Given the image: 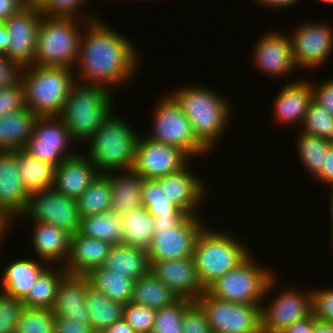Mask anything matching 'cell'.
<instances>
[{
  "mask_svg": "<svg viewBox=\"0 0 333 333\" xmlns=\"http://www.w3.org/2000/svg\"><path fill=\"white\" fill-rule=\"evenodd\" d=\"M79 23L77 18L43 14L37 30L34 65L74 69L81 36Z\"/></svg>",
  "mask_w": 333,
  "mask_h": 333,
  "instance_id": "ba28073f",
  "label": "cell"
},
{
  "mask_svg": "<svg viewBox=\"0 0 333 333\" xmlns=\"http://www.w3.org/2000/svg\"><path fill=\"white\" fill-rule=\"evenodd\" d=\"M297 152L305 170L314 178L322 169L327 151L331 145L324 138L299 132Z\"/></svg>",
  "mask_w": 333,
  "mask_h": 333,
  "instance_id": "f35d334b",
  "label": "cell"
},
{
  "mask_svg": "<svg viewBox=\"0 0 333 333\" xmlns=\"http://www.w3.org/2000/svg\"><path fill=\"white\" fill-rule=\"evenodd\" d=\"M312 314L316 319L333 323V288L311 290Z\"/></svg>",
  "mask_w": 333,
  "mask_h": 333,
  "instance_id": "c3c4849f",
  "label": "cell"
},
{
  "mask_svg": "<svg viewBox=\"0 0 333 333\" xmlns=\"http://www.w3.org/2000/svg\"><path fill=\"white\" fill-rule=\"evenodd\" d=\"M102 267L136 281L150 272L151 264L146 251L126 244H117L112 246Z\"/></svg>",
  "mask_w": 333,
  "mask_h": 333,
  "instance_id": "f546056e",
  "label": "cell"
},
{
  "mask_svg": "<svg viewBox=\"0 0 333 333\" xmlns=\"http://www.w3.org/2000/svg\"><path fill=\"white\" fill-rule=\"evenodd\" d=\"M42 15L40 9L23 7L4 22L10 39L4 54L21 68L34 65L37 30Z\"/></svg>",
  "mask_w": 333,
  "mask_h": 333,
  "instance_id": "e0dca14e",
  "label": "cell"
},
{
  "mask_svg": "<svg viewBox=\"0 0 333 333\" xmlns=\"http://www.w3.org/2000/svg\"><path fill=\"white\" fill-rule=\"evenodd\" d=\"M9 35L4 22L0 21V54H4L9 46Z\"/></svg>",
  "mask_w": 333,
  "mask_h": 333,
  "instance_id": "94428289",
  "label": "cell"
},
{
  "mask_svg": "<svg viewBox=\"0 0 333 333\" xmlns=\"http://www.w3.org/2000/svg\"><path fill=\"white\" fill-rule=\"evenodd\" d=\"M98 174L90 158L78 152L56 167L52 189L76 200Z\"/></svg>",
  "mask_w": 333,
  "mask_h": 333,
  "instance_id": "7402d4cb",
  "label": "cell"
},
{
  "mask_svg": "<svg viewBox=\"0 0 333 333\" xmlns=\"http://www.w3.org/2000/svg\"><path fill=\"white\" fill-rule=\"evenodd\" d=\"M170 95L189 119L196 138L209 151L213 150L214 142L219 141L231 118L229 101L210 87L196 84L178 88Z\"/></svg>",
  "mask_w": 333,
  "mask_h": 333,
  "instance_id": "7a4b0ae2",
  "label": "cell"
},
{
  "mask_svg": "<svg viewBox=\"0 0 333 333\" xmlns=\"http://www.w3.org/2000/svg\"><path fill=\"white\" fill-rule=\"evenodd\" d=\"M150 272L166 285L178 299L196 302L197 298L206 292L192 256L152 262Z\"/></svg>",
  "mask_w": 333,
  "mask_h": 333,
  "instance_id": "ac0fdd59",
  "label": "cell"
},
{
  "mask_svg": "<svg viewBox=\"0 0 333 333\" xmlns=\"http://www.w3.org/2000/svg\"><path fill=\"white\" fill-rule=\"evenodd\" d=\"M123 242L132 247L148 251L155 232L154 219L144 206L122 214Z\"/></svg>",
  "mask_w": 333,
  "mask_h": 333,
  "instance_id": "836d02e7",
  "label": "cell"
},
{
  "mask_svg": "<svg viewBox=\"0 0 333 333\" xmlns=\"http://www.w3.org/2000/svg\"><path fill=\"white\" fill-rule=\"evenodd\" d=\"M196 302L204 310L212 333H262L261 305L222 301L207 292Z\"/></svg>",
  "mask_w": 333,
  "mask_h": 333,
  "instance_id": "8fae6325",
  "label": "cell"
},
{
  "mask_svg": "<svg viewBox=\"0 0 333 333\" xmlns=\"http://www.w3.org/2000/svg\"><path fill=\"white\" fill-rule=\"evenodd\" d=\"M11 222L9 218H0V244L5 239V233L8 232L9 227L12 225Z\"/></svg>",
  "mask_w": 333,
  "mask_h": 333,
  "instance_id": "be15d7a7",
  "label": "cell"
},
{
  "mask_svg": "<svg viewBox=\"0 0 333 333\" xmlns=\"http://www.w3.org/2000/svg\"><path fill=\"white\" fill-rule=\"evenodd\" d=\"M141 196L143 206L152 217L186 215L167 198L157 179H145Z\"/></svg>",
  "mask_w": 333,
  "mask_h": 333,
  "instance_id": "ab89813d",
  "label": "cell"
},
{
  "mask_svg": "<svg viewBox=\"0 0 333 333\" xmlns=\"http://www.w3.org/2000/svg\"><path fill=\"white\" fill-rule=\"evenodd\" d=\"M32 247L38 259L47 265L64 266L70 253V237L67 231L47 223L34 222Z\"/></svg>",
  "mask_w": 333,
  "mask_h": 333,
  "instance_id": "484cf974",
  "label": "cell"
},
{
  "mask_svg": "<svg viewBox=\"0 0 333 333\" xmlns=\"http://www.w3.org/2000/svg\"><path fill=\"white\" fill-rule=\"evenodd\" d=\"M326 81L318 86L311 83L313 100L333 115V79Z\"/></svg>",
  "mask_w": 333,
  "mask_h": 333,
  "instance_id": "816d5d0a",
  "label": "cell"
},
{
  "mask_svg": "<svg viewBox=\"0 0 333 333\" xmlns=\"http://www.w3.org/2000/svg\"><path fill=\"white\" fill-rule=\"evenodd\" d=\"M314 333H333V323L316 319L314 316Z\"/></svg>",
  "mask_w": 333,
  "mask_h": 333,
  "instance_id": "91938a15",
  "label": "cell"
},
{
  "mask_svg": "<svg viewBox=\"0 0 333 333\" xmlns=\"http://www.w3.org/2000/svg\"><path fill=\"white\" fill-rule=\"evenodd\" d=\"M21 67L10 60L5 54H0V89L14 85L20 80Z\"/></svg>",
  "mask_w": 333,
  "mask_h": 333,
  "instance_id": "f907efd6",
  "label": "cell"
},
{
  "mask_svg": "<svg viewBox=\"0 0 333 333\" xmlns=\"http://www.w3.org/2000/svg\"><path fill=\"white\" fill-rule=\"evenodd\" d=\"M111 91L97 84L73 83L59 118L76 143L86 142L112 112L114 98Z\"/></svg>",
  "mask_w": 333,
  "mask_h": 333,
  "instance_id": "3957f363",
  "label": "cell"
},
{
  "mask_svg": "<svg viewBox=\"0 0 333 333\" xmlns=\"http://www.w3.org/2000/svg\"><path fill=\"white\" fill-rule=\"evenodd\" d=\"M306 23L298 25L290 38L296 67L311 70L323 65L332 52L333 28L327 23Z\"/></svg>",
  "mask_w": 333,
  "mask_h": 333,
  "instance_id": "9a60e30c",
  "label": "cell"
},
{
  "mask_svg": "<svg viewBox=\"0 0 333 333\" xmlns=\"http://www.w3.org/2000/svg\"><path fill=\"white\" fill-rule=\"evenodd\" d=\"M91 333H106L103 329H92Z\"/></svg>",
  "mask_w": 333,
  "mask_h": 333,
  "instance_id": "03108f58",
  "label": "cell"
},
{
  "mask_svg": "<svg viewBox=\"0 0 333 333\" xmlns=\"http://www.w3.org/2000/svg\"><path fill=\"white\" fill-rule=\"evenodd\" d=\"M90 286L115 302L127 304L132 300L134 280L100 267L86 274Z\"/></svg>",
  "mask_w": 333,
  "mask_h": 333,
  "instance_id": "d6a6232c",
  "label": "cell"
},
{
  "mask_svg": "<svg viewBox=\"0 0 333 333\" xmlns=\"http://www.w3.org/2000/svg\"><path fill=\"white\" fill-rule=\"evenodd\" d=\"M52 309L24 307L19 317L16 333H54Z\"/></svg>",
  "mask_w": 333,
  "mask_h": 333,
  "instance_id": "7bdbcfd3",
  "label": "cell"
},
{
  "mask_svg": "<svg viewBox=\"0 0 333 333\" xmlns=\"http://www.w3.org/2000/svg\"><path fill=\"white\" fill-rule=\"evenodd\" d=\"M154 109L149 139L177 147L191 159L209 153L194 135L189 119L171 95L161 98Z\"/></svg>",
  "mask_w": 333,
  "mask_h": 333,
  "instance_id": "30bf717a",
  "label": "cell"
},
{
  "mask_svg": "<svg viewBox=\"0 0 333 333\" xmlns=\"http://www.w3.org/2000/svg\"><path fill=\"white\" fill-rule=\"evenodd\" d=\"M300 130L307 135L324 138L333 144V115L312 100Z\"/></svg>",
  "mask_w": 333,
  "mask_h": 333,
  "instance_id": "60d3db41",
  "label": "cell"
},
{
  "mask_svg": "<svg viewBox=\"0 0 333 333\" xmlns=\"http://www.w3.org/2000/svg\"><path fill=\"white\" fill-rule=\"evenodd\" d=\"M86 275L67 273L60 281L52 311L55 317L90 325L85 298L89 286Z\"/></svg>",
  "mask_w": 333,
  "mask_h": 333,
  "instance_id": "603a6c76",
  "label": "cell"
},
{
  "mask_svg": "<svg viewBox=\"0 0 333 333\" xmlns=\"http://www.w3.org/2000/svg\"><path fill=\"white\" fill-rule=\"evenodd\" d=\"M112 246L77 232L70 237V253L63 267L67 273L86 275L91 269L102 266Z\"/></svg>",
  "mask_w": 333,
  "mask_h": 333,
  "instance_id": "d4e9b609",
  "label": "cell"
},
{
  "mask_svg": "<svg viewBox=\"0 0 333 333\" xmlns=\"http://www.w3.org/2000/svg\"><path fill=\"white\" fill-rule=\"evenodd\" d=\"M26 108L24 86L19 80L14 85L0 89V117Z\"/></svg>",
  "mask_w": 333,
  "mask_h": 333,
  "instance_id": "bcb514c9",
  "label": "cell"
},
{
  "mask_svg": "<svg viewBox=\"0 0 333 333\" xmlns=\"http://www.w3.org/2000/svg\"><path fill=\"white\" fill-rule=\"evenodd\" d=\"M104 330L106 333H137L123 317Z\"/></svg>",
  "mask_w": 333,
  "mask_h": 333,
  "instance_id": "6f0895ef",
  "label": "cell"
},
{
  "mask_svg": "<svg viewBox=\"0 0 333 333\" xmlns=\"http://www.w3.org/2000/svg\"><path fill=\"white\" fill-rule=\"evenodd\" d=\"M78 233L85 237L109 242L112 245L122 244V214L110 210L99 215L80 218Z\"/></svg>",
  "mask_w": 333,
  "mask_h": 333,
  "instance_id": "1f68e13d",
  "label": "cell"
},
{
  "mask_svg": "<svg viewBox=\"0 0 333 333\" xmlns=\"http://www.w3.org/2000/svg\"><path fill=\"white\" fill-rule=\"evenodd\" d=\"M309 292H300V289L298 291L294 287L288 288L275 296L268 306L261 305L262 333H282L294 322L310 316L312 297L311 291Z\"/></svg>",
  "mask_w": 333,
  "mask_h": 333,
  "instance_id": "2e32d148",
  "label": "cell"
},
{
  "mask_svg": "<svg viewBox=\"0 0 333 333\" xmlns=\"http://www.w3.org/2000/svg\"><path fill=\"white\" fill-rule=\"evenodd\" d=\"M178 297L151 272L134 281L132 302L155 310L172 305Z\"/></svg>",
  "mask_w": 333,
  "mask_h": 333,
  "instance_id": "d590c367",
  "label": "cell"
},
{
  "mask_svg": "<svg viewBox=\"0 0 333 333\" xmlns=\"http://www.w3.org/2000/svg\"><path fill=\"white\" fill-rule=\"evenodd\" d=\"M48 266L22 299L24 307L52 309L56 300L57 290L62 278L67 274L63 266Z\"/></svg>",
  "mask_w": 333,
  "mask_h": 333,
  "instance_id": "e575fe53",
  "label": "cell"
},
{
  "mask_svg": "<svg viewBox=\"0 0 333 333\" xmlns=\"http://www.w3.org/2000/svg\"><path fill=\"white\" fill-rule=\"evenodd\" d=\"M191 303L187 299H178L172 305L156 310L151 333H183V314Z\"/></svg>",
  "mask_w": 333,
  "mask_h": 333,
  "instance_id": "b9f144b4",
  "label": "cell"
},
{
  "mask_svg": "<svg viewBox=\"0 0 333 333\" xmlns=\"http://www.w3.org/2000/svg\"><path fill=\"white\" fill-rule=\"evenodd\" d=\"M47 223L74 235L79 230L80 215L76 200L47 189L29 194L26 206L18 218ZM33 220V221H32Z\"/></svg>",
  "mask_w": 333,
  "mask_h": 333,
  "instance_id": "7c38bea8",
  "label": "cell"
},
{
  "mask_svg": "<svg viewBox=\"0 0 333 333\" xmlns=\"http://www.w3.org/2000/svg\"><path fill=\"white\" fill-rule=\"evenodd\" d=\"M190 164L183 169L157 178L162 190H164L167 198L170 199L182 212L186 215H199L198 206L203 203V199L207 195L206 184L200 178L194 176L188 170ZM204 184V185H203Z\"/></svg>",
  "mask_w": 333,
  "mask_h": 333,
  "instance_id": "ffe728a7",
  "label": "cell"
},
{
  "mask_svg": "<svg viewBox=\"0 0 333 333\" xmlns=\"http://www.w3.org/2000/svg\"><path fill=\"white\" fill-rule=\"evenodd\" d=\"M282 333H314V315L311 314L300 321L294 322Z\"/></svg>",
  "mask_w": 333,
  "mask_h": 333,
  "instance_id": "11a10c76",
  "label": "cell"
},
{
  "mask_svg": "<svg viewBox=\"0 0 333 333\" xmlns=\"http://www.w3.org/2000/svg\"><path fill=\"white\" fill-rule=\"evenodd\" d=\"M329 188H331V192H332V194H331V197H330V218H331V226H332V231H331V240H332V242H333V185H331V186H329ZM333 245V244H332Z\"/></svg>",
  "mask_w": 333,
  "mask_h": 333,
  "instance_id": "e7e4bbea",
  "label": "cell"
},
{
  "mask_svg": "<svg viewBox=\"0 0 333 333\" xmlns=\"http://www.w3.org/2000/svg\"><path fill=\"white\" fill-rule=\"evenodd\" d=\"M0 218H8L5 214L0 212Z\"/></svg>",
  "mask_w": 333,
  "mask_h": 333,
  "instance_id": "a7ac6f4b",
  "label": "cell"
},
{
  "mask_svg": "<svg viewBox=\"0 0 333 333\" xmlns=\"http://www.w3.org/2000/svg\"><path fill=\"white\" fill-rule=\"evenodd\" d=\"M111 198V188L107 178L103 174H98L82 195L76 199L80 218L110 211Z\"/></svg>",
  "mask_w": 333,
  "mask_h": 333,
  "instance_id": "74e56055",
  "label": "cell"
},
{
  "mask_svg": "<svg viewBox=\"0 0 333 333\" xmlns=\"http://www.w3.org/2000/svg\"><path fill=\"white\" fill-rule=\"evenodd\" d=\"M19 175L28 194L52 189L56 166L32 157L23 149L13 150Z\"/></svg>",
  "mask_w": 333,
  "mask_h": 333,
  "instance_id": "4dcf8cb0",
  "label": "cell"
},
{
  "mask_svg": "<svg viewBox=\"0 0 333 333\" xmlns=\"http://www.w3.org/2000/svg\"><path fill=\"white\" fill-rule=\"evenodd\" d=\"M156 310L132 301L124 304L123 318L137 333H151Z\"/></svg>",
  "mask_w": 333,
  "mask_h": 333,
  "instance_id": "ee69618b",
  "label": "cell"
},
{
  "mask_svg": "<svg viewBox=\"0 0 333 333\" xmlns=\"http://www.w3.org/2000/svg\"><path fill=\"white\" fill-rule=\"evenodd\" d=\"M85 1L87 0H48L40 11L47 16L79 19V13H82L80 7Z\"/></svg>",
  "mask_w": 333,
  "mask_h": 333,
  "instance_id": "681fc988",
  "label": "cell"
},
{
  "mask_svg": "<svg viewBox=\"0 0 333 333\" xmlns=\"http://www.w3.org/2000/svg\"><path fill=\"white\" fill-rule=\"evenodd\" d=\"M28 197L15 153L0 151V212L13 222L24 210Z\"/></svg>",
  "mask_w": 333,
  "mask_h": 333,
  "instance_id": "44dd1931",
  "label": "cell"
},
{
  "mask_svg": "<svg viewBox=\"0 0 333 333\" xmlns=\"http://www.w3.org/2000/svg\"><path fill=\"white\" fill-rule=\"evenodd\" d=\"M277 31L267 32L256 42L253 60L257 68L272 77L286 76L297 69L294 59L290 35Z\"/></svg>",
  "mask_w": 333,
  "mask_h": 333,
  "instance_id": "d6986e66",
  "label": "cell"
},
{
  "mask_svg": "<svg viewBox=\"0 0 333 333\" xmlns=\"http://www.w3.org/2000/svg\"><path fill=\"white\" fill-rule=\"evenodd\" d=\"M124 172V173H123ZM111 188V210L118 214H124L132 209L143 206L142 186L145 178L131 170L120 171L115 175L114 172L103 174Z\"/></svg>",
  "mask_w": 333,
  "mask_h": 333,
  "instance_id": "4316f807",
  "label": "cell"
},
{
  "mask_svg": "<svg viewBox=\"0 0 333 333\" xmlns=\"http://www.w3.org/2000/svg\"><path fill=\"white\" fill-rule=\"evenodd\" d=\"M26 107L38 117H59L73 83V69L31 65L21 69Z\"/></svg>",
  "mask_w": 333,
  "mask_h": 333,
  "instance_id": "277c9868",
  "label": "cell"
},
{
  "mask_svg": "<svg viewBox=\"0 0 333 333\" xmlns=\"http://www.w3.org/2000/svg\"><path fill=\"white\" fill-rule=\"evenodd\" d=\"M255 2L264 5L269 8H288L292 7L295 3H297L299 0H254Z\"/></svg>",
  "mask_w": 333,
  "mask_h": 333,
  "instance_id": "680465c9",
  "label": "cell"
},
{
  "mask_svg": "<svg viewBox=\"0 0 333 333\" xmlns=\"http://www.w3.org/2000/svg\"><path fill=\"white\" fill-rule=\"evenodd\" d=\"M140 135L136 142L132 170L143 178L157 179L175 173L189 163L191 158L183 150L153 141L148 135Z\"/></svg>",
  "mask_w": 333,
  "mask_h": 333,
  "instance_id": "5bb4252c",
  "label": "cell"
},
{
  "mask_svg": "<svg viewBox=\"0 0 333 333\" xmlns=\"http://www.w3.org/2000/svg\"><path fill=\"white\" fill-rule=\"evenodd\" d=\"M21 8L20 0H0V21L5 22Z\"/></svg>",
  "mask_w": 333,
  "mask_h": 333,
  "instance_id": "9f6ffc18",
  "label": "cell"
},
{
  "mask_svg": "<svg viewBox=\"0 0 333 333\" xmlns=\"http://www.w3.org/2000/svg\"><path fill=\"white\" fill-rule=\"evenodd\" d=\"M313 180L323 182L325 185H333V144L330 145L323 167L321 171L313 178Z\"/></svg>",
  "mask_w": 333,
  "mask_h": 333,
  "instance_id": "db71d44e",
  "label": "cell"
},
{
  "mask_svg": "<svg viewBox=\"0 0 333 333\" xmlns=\"http://www.w3.org/2000/svg\"><path fill=\"white\" fill-rule=\"evenodd\" d=\"M54 333H91L90 325L79 323L62 317H55L53 321Z\"/></svg>",
  "mask_w": 333,
  "mask_h": 333,
  "instance_id": "f5cc1de1",
  "label": "cell"
},
{
  "mask_svg": "<svg viewBox=\"0 0 333 333\" xmlns=\"http://www.w3.org/2000/svg\"><path fill=\"white\" fill-rule=\"evenodd\" d=\"M183 333H212L204 310L197 302H192L184 311Z\"/></svg>",
  "mask_w": 333,
  "mask_h": 333,
  "instance_id": "7dc6e473",
  "label": "cell"
},
{
  "mask_svg": "<svg viewBox=\"0 0 333 333\" xmlns=\"http://www.w3.org/2000/svg\"><path fill=\"white\" fill-rule=\"evenodd\" d=\"M37 118L27 107L0 117V151L23 149Z\"/></svg>",
  "mask_w": 333,
  "mask_h": 333,
  "instance_id": "f1b7e54d",
  "label": "cell"
},
{
  "mask_svg": "<svg viewBox=\"0 0 333 333\" xmlns=\"http://www.w3.org/2000/svg\"><path fill=\"white\" fill-rule=\"evenodd\" d=\"M155 232L147 254L150 264L191 257L197 236L206 224L201 215L153 217Z\"/></svg>",
  "mask_w": 333,
  "mask_h": 333,
  "instance_id": "9c48e42d",
  "label": "cell"
},
{
  "mask_svg": "<svg viewBox=\"0 0 333 333\" xmlns=\"http://www.w3.org/2000/svg\"><path fill=\"white\" fill-rule=\"evenodd\" d=\"M226 231L205 224L196 238L192 257L205 289L252 254L247 245L243 246L235 235Z\"/></svg>",
  "mask_w": 333,
  "mask_h": 333,
  "instance_id": "8992f818",
  "label": "cell"
},
{
  "mask_svg": "<svg viewBox=\"0 0 333 333\" xmlns=\"http://www.w3.org/2000/svg\"><path fill=\"white\" fill-rule=\"evenodd\" d=\"M276 277L269 267H260L258 261L250 255L237 268L211 284L206 292L212 298L222 301L263 305L265 296L271 290L274 291L279 281Z\"/></svg>",
  "mask_w": 333,
  "mask_h": 333,
  "instance_id": "52a82bcc",
  "label": "cell"
},
{
  "mask_svg": "<svg viewBox=\"0 0 333 333\" xmlns=\"http://www.w3.org/2000/svg\"><path fill=\"white\" fill-rule=\"evenodd\" d=\"M321 1L323 4H332L333 5V0H319Z\"/></svg>",
  "mask_w": 333,
  "mask_h": 333,
  "instance_id": "003e7915",
  "label": "cell"
},
{
  "mask_svg": "<svg viewBox=\"0 0 333 333\" xmlns=\"http://www.w3.org/2000/svg\"><path fill=\"white\" fill-rule=\"evenodd\" d=\"M85 304L92 329H106L123 317L124 304L107 298L101 291L88 286Z\"/></svg>",
  "mask_w": 333,
  "mask_h": 333,
  "instance_id": "8d00e7d4",
  "label": "cell"
},
{
  "mask_svg": "<svg viewBox=\"0 0 333 333\" xmlns=\"http://www.w3.org/2000/svg\"><path fill=\"white\" fill-rule=\"evenodd\" d=\"M273 100L274 115L283 124L302 126L306 112L313 100L311 81L298 80L285 85Z\"/></svg>",
  "mask_w": 333,
  "mask_h": 333,
  "instance_id": "cb8c5ba5",
  "label": "cell"
},
{
  "mask_svg": "<svg viewBox=\"0 0 333 333\" xmlns=\"http://www.w3.org/2000/svg\"><path fill=\"white\" fill-rule=\"evenodd\" d=\"M48 0H20L22 7L41 9Z\"/></svg>",
  "mask_w": 333,
  "mask_h": 333,
  "instance_id": "6125c7cd",
  "label": "cell"
},
{
  "mask_svg": "<svg viewBox=\"0 0 333 333\" xmlns=\"http://www.w3.org/2000/svg\"><path fill=\"white\" fill-rule=\"evenodd\" d=\"M46 264L41 260L34 261V259L26 258L9 263L1 276L0 291L23 299L41 273L49 266Z\"/></svg>",
  "mask_w": 333,
  "mask_h": 333,
  "instance_id": "83f0119b",
  "label": "cell"
},
{
  "mask_svg": "<svg viewBox=\"0 0 333 333\" xmlns=\"http://www.w3.org/2000/svg\"><path fill=\"white\" fill-rule=\"evenodd\" d=\"M75 142L59 117H38L33 126L32 136L23 150L32 157L57 167L66 158L76 154L70 150L68 152V146L73 147Z\"/></svg>",
  "mask_w": 333,
  "mask_h": 333,
  "instance_id": "4fadbf2b",
  "label": "cell"
},
{
  "mask_svg": "<svg viewBox=\"0 0 333 333\" xmlns=\"http://www.w3.org/2000/svg\"><path fill=\"white\" fill-rule=\"evenodd\" d=\"M23 308L22 299L0 291V333H16Z\"/></svg>",
  "mask_w": 333,
  "mask_h": 333,
  "instance_id": "f6af8a7d",
  "label": "cell"
},
{
  "mask_svg": "<svg viewBox=\"0 0 333 333\" xmlns=\"http://www.w3.org/2000/svg\"><path fill=\"white\" fill-rule=\"evenodd\" d=\"M104 119L88 142V156L99 174L131 170L134 165L136 142L140 134L118 116Z\"/></svg>",
  "mask_w": 333,
  "mask_h": 333,
  "instance_id": "5b68a950",
  "label": "cell"
},
{
  "mask_svg": "<svg viewBox=\"0 0 333 333\" xmlns=\"http://www.w3.org/2000/svg\"><path fill=\"white\" fill-rule=\"evenodd\" d=\"M88 15L83 13L86 31L81 33L79 40L74 67L77 70H73L76 81L107 88L131 82L129 80L134 78L140 65L139 51L123 34L114 31L94 14Z\"/></svg>",
  "mask_w": 333,
  "mask_h": 333,
  "instance_id": "6da1fadb",
  "label": "cell"
}]
</instances>
